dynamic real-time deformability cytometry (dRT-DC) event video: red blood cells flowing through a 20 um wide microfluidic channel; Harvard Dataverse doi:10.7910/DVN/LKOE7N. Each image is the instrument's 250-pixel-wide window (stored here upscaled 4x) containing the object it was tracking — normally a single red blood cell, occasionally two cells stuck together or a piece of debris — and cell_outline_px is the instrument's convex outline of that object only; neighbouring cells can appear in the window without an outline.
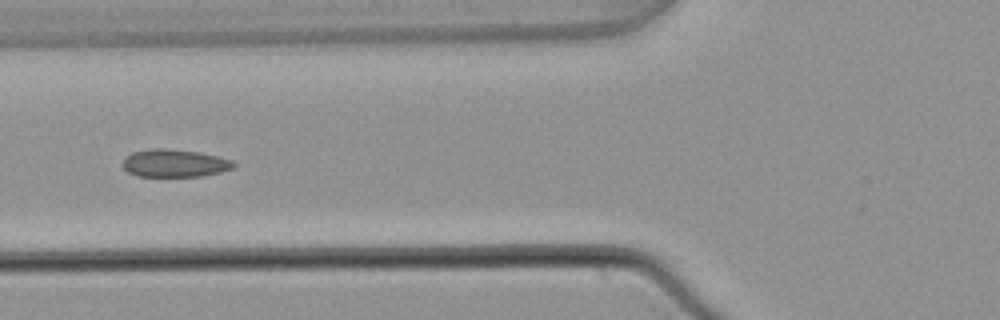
{"species": "common noctule bat (a hibernating species)", "species_latin": "Nyctalus noctula", "temperature_condition": "warm", "stored_images_in_passage": 7, "camera_frame_rate_fps": 3000, "um_per_image_px": 0.085, "animal": {"sex": "male", "body_mass_g": 21.5, "forearm_length_mm": 52.0}, "frame": {"image": 1, "passage_image": 7, "time_ms": 2.0, "image_size_px": [1000, 320], "cell_outline_px": [[236, 164], [232, 168], [220, 172], [200, 176], [136, 176], [128, 172], [124, 168], [124, 160], [132, 152], [152, 148], [164, 148], [200, 152], [232, 160]], "centroid_in_image_um": [14.84, 13.87], "position_along_channel_um": 111.0, "area_um2": 17.74}}